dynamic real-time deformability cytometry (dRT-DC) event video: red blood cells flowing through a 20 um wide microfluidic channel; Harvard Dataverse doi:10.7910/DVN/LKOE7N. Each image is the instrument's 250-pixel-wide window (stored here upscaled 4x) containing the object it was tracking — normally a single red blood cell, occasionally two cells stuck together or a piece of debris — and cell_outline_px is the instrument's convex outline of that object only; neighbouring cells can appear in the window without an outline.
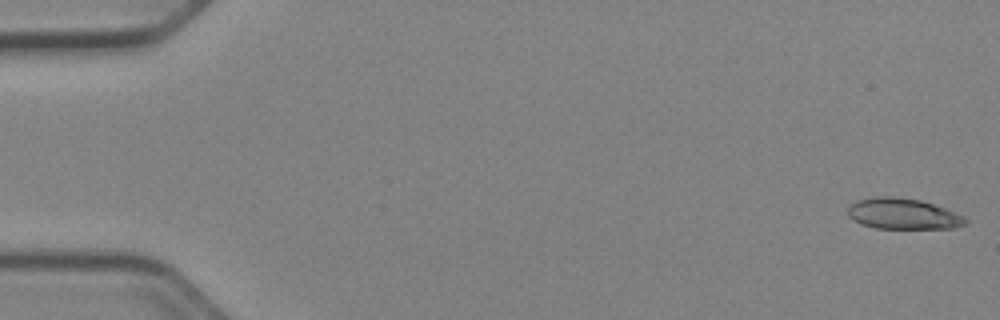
{"species": "Egyptian fruit bat (a non-hibernating species)", "species_latin": "Rousettus aegyptiacus", "temperature_condition": "cold", "stored_images_in_passage": 51, "camera_frame_rate_fps": 3000, "um_per_image_px": 0.085, "animal": {"sex": "female"}, "frame": {"image": 1, "passage_image": 1, "time_ms": 0.0, "image_size_px": [1000, 320], "cell_outline_px": [[968, 224], [952, 228], [876, 228], [860, 224], [848, 216], [848, 208], [856, 200], [880, 196], [892, 196], [920, 200], [944, 208], [964, 216], [968, 220]], "centroid_in_image_um": [76.75, 18.18], "position_along_channel_um": 8.2, "area_um2": 21.04}}
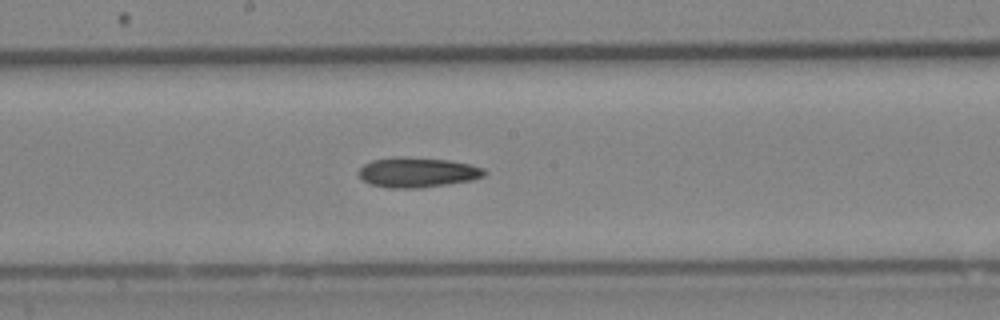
{"frame": {"image": 2, "passage_image": 28, "time_ms": 9.0, "image_size_px": [1000, 320], "cell_outline_px": [[488, 172], [484, 176], [472, 180], [420, 188], [388, 188], [368, 184], [360, 176], [360, 168], [364, 164], [372, 160], [396, 156], [448, 160], [468, 164], [484, 168]], "centroid_in_image_um": [35.48, 14.65], "position_along_channel_um": 212.7, "area_um2": 21.91}}
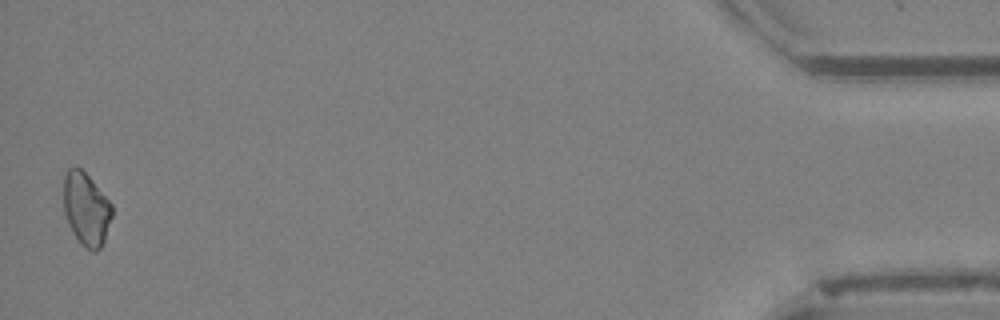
{"frame": {"image": 3, "passage_image": 51, "time_ms": 16.667, "image_size_px": [1000, 320], "cell_outline_px": [[112, 216], [104, 240], [100, 248], [96, 252], [92, 252], [80, 244], [72, 232], [68, 224], [64, 212], [64, 176], [68, 168], [76, 164], [92, 180], [112, 204]], "centroid_in_image_um": [7.31, 17.77], "position_along_channel_um": 427.9, "area_um2": 20.69}, "authors_computed_cell_mechanics": {"area_um2": 21.2704, "velocity_mm_per_s": 3.9672, "shape_relaxation_time_tau1_ms": 10.2188, "shape_relaxation_time_tau2_ms": null, "deformation_change_tau1": 0.1682, "deformation_change_tau2": null}}